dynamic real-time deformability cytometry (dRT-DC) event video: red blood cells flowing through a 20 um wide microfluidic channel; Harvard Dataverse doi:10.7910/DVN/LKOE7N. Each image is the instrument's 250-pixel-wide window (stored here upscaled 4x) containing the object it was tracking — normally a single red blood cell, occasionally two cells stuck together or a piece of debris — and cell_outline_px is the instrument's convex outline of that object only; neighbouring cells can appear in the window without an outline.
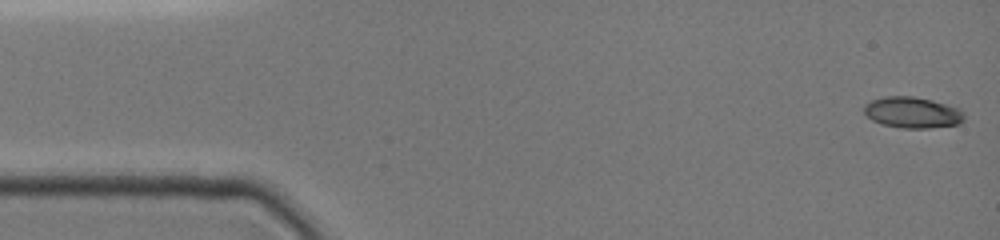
{"species": "common noctule bat (a hibernating species)", "species_latin": "Nyctalus noctula", "temperature_condition": "cold", "stored_images_in_passage": 16, "camera_frame_rate_fps": 3000, "um_per_image_px": 0.085, "animal": {"sex": "female", "body_mass_g": 19.0, "forearm_length_mm": 51.5}, "frame": {"image": 1, "passage_image": 1, "time_ms": 0.0, "image_size_px": [1000, 240], "cell_outline_px": [[964, 120], [956, 124], [928, 128], [904, 128], [884, 124], [872, 120], [864, 112], [864, 108], [872, 100], [888, 96], [912, 96], [932, 100], [956, 108], [964, 116]], "centroid_in_image_um": [77.54, 9.56], "position_along_channel_um": 7.5, "area_um2": 17.57}}
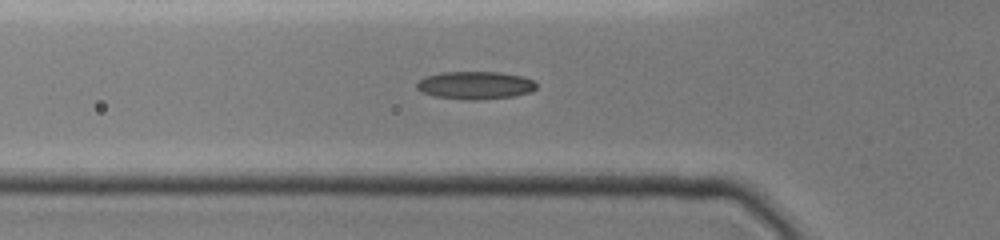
{"frame": {"image": 2, "passage_image": 14, "time_ms": 4.333, "image_size_px": [1000, 240], "cell_outline_px": [[536, 88], [528, 92], [512, 96], [480, 100], [464, 100], [432, 96], [420, 92], [416, 88], [416, 84], [420, 80], [428, 76], [444, 72], [500, 72], [520, 76], [532, 80], [536, 84]], "centroid_in_image_um": [40.35, 7.26], "position_along_channel_um": 85.5, "area_um2": 19.31}}
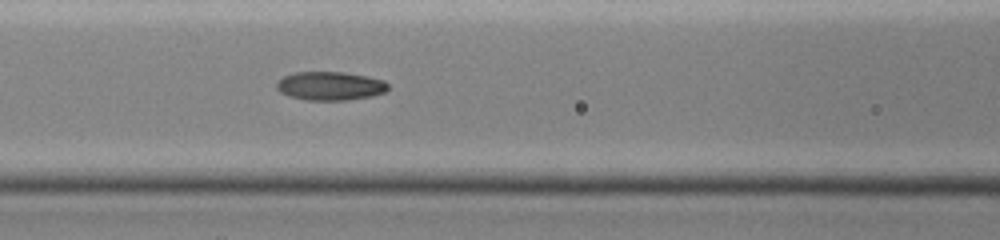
{"frame": {"image": 3, "passage_image": 16, "time_ms": 5.0, "image_size_px": [1000, 240], "cell_outline_px": [[388, 88], [384, 92], [372, 96], [348, 100], [308, 100], [288, 96], [280, 92], [276, 88], [276, 84], [284, 76], [296, 72], [344, 72], [384, 80], [388, 84]], "centroid_in_image_um": [28.05, 7.31], "position_along_channel_um": 138.5, "area_um2": 18.5}}